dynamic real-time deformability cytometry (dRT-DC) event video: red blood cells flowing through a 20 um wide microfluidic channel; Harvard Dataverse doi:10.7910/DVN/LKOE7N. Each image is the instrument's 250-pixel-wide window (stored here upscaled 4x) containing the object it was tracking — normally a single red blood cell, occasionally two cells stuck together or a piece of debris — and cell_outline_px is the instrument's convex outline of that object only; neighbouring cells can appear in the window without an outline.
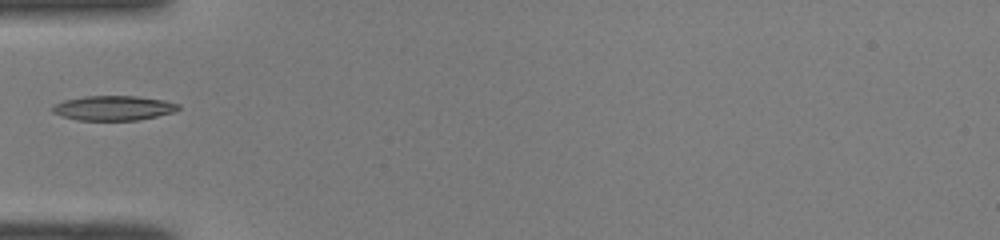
{"species": "common noctule bat (a hibernating species)", "species_latin": "Nyctalus noctula", "temperature_condition": "room temperature", "stored_images_in_passage": 34, "camera_frame_rate_fps": 3000, "um_per_image_px": 0.085, "animal": {"sex": "male", "body_mass_g": 19.0, "forearm_length_mm": 50.8}, "frame": {"image": 1, "passage_image": 1, "time_ms": 0.0, "image_size_px": [1000, 240], "cell_outline_px": [[180, 108], [176, 112], [136, 120], [76, 120], [52, 112], [48, 108], [64, 100], [84, 96], [136, 96], [164, 100], [180, 104]], "centroid_in_image_um": [9.65, 9.18], "position_along_channel_um": 75.4, "area_um2": 18.15}}
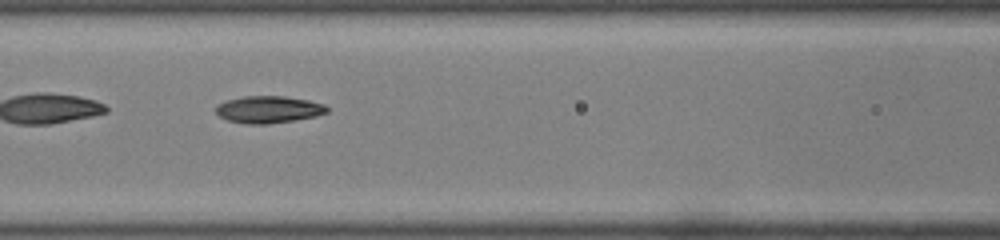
{"frame": {"image": 2, "passage_image": 6, "time_ms": 1.667, "image_size_px": [1000, 240], "cell_outline_px": [[328, 112], [316, 116], [268, 124], [248, 124], [228, 120], [220, 116], [216, 112], [216, 104], [228, 100], [244, 96], [284, 96], [308, 100], [324, 104], [328, 108]], "centroid_in_image_um": [22.82, 9.3], "position_along_channel_um": 143.8, "area_um2": 17.4}}